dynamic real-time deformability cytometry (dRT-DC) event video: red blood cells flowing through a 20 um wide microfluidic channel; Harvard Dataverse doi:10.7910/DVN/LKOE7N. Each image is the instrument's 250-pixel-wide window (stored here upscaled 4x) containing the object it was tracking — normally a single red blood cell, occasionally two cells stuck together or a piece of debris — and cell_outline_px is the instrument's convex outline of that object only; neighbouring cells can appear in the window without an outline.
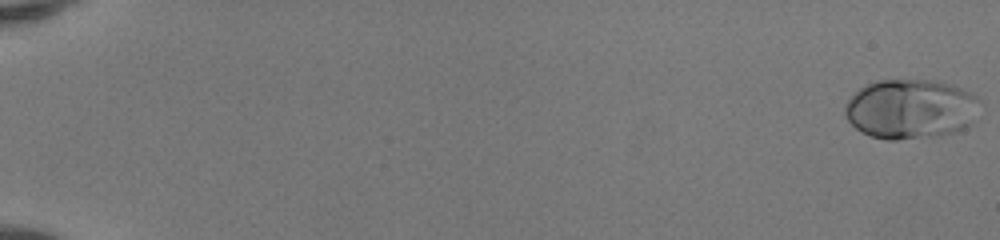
{"species": "human", "species_latin": "Homo sapiens", "temperature_condition": "room temperature", "stored_images_in_passage": 51, "camera_frame_rate_fps": 3000, "um_per_image_px": 0.085, "donor": {"sex": "female"}, "frame": {"image": 1, "passage_image": 1, "time_ms": 0.0, "image_size_px": [1000, 240], "cell_outline_px": [[984, 104], [972, 124], [964, 128], [952, 132], [936, 136], [896, 140], [888, 140], [872, 136], [856, 128], [848, 120], [844, 112], [844, 104], [860, 88], [876, 80], [928, 80], [952, 84], [972, 92]], "centroid_in_image_um": [77.47, 9.26], "position_along_channel_um": 7.5, "area_um2": 47.34}}
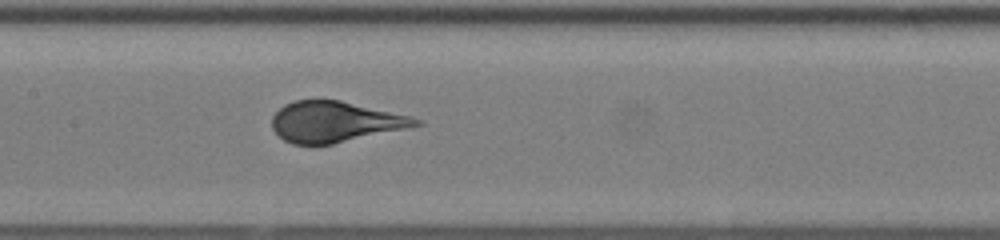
{"frame": {"image": 2, "passage_image": 28, "time_ms": 9.0, "image_size_px": [1000, 240], "cell_outline_px": [[424, 124], [332, 144], [292, 144], [284, 140], [272, 128], [272, 116], [284, 104], [292, 100], [340, 100], [412, 116], [424, 120]], "centroid_in_image_um": [28.48, 10.34], "position_along_channel_um": 178.9, "area_um2": 33.99}}
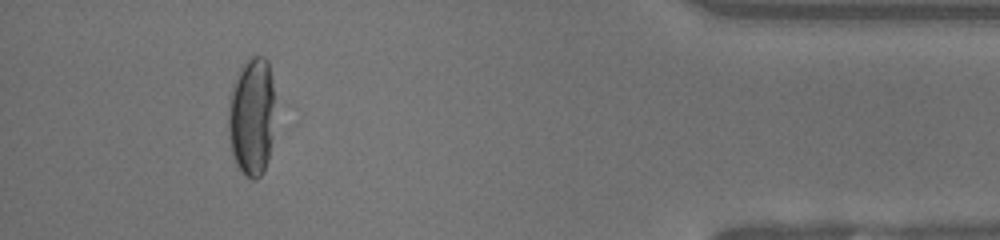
{"frame": {"image": 3, "passage_image": 48, "time_ms": 15.667, "image_size_px": [1000, 240], "cell_outline_px": [[272, 136], [268, 160], [264, 172], [256, 180], [252, 180], [244, 176], [236, 164], [232, 152], [228, 136], [228, 108], [232, 88], [240, 68], [244, 60], [248, 56], [264, 56], [268, 60], [272, 80]], "centroid_in_image_um": [21.37, 9.93], "position_along_channel_um": 413.8, "area_um2": 32.25}}